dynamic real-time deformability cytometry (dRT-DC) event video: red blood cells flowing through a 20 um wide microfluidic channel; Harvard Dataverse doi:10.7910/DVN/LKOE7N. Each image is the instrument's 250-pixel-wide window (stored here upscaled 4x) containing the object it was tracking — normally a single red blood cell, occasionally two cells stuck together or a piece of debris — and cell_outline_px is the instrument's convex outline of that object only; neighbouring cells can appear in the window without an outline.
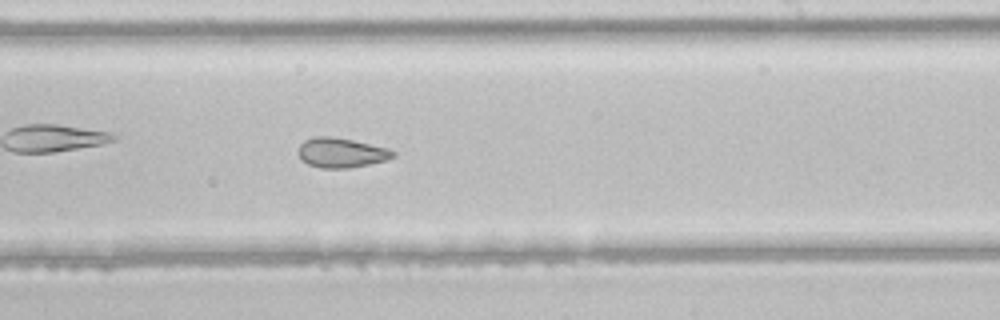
{"species": "common noctule bat (a hibernating species)", "species_latin": "Nyctalus noctula", "temperature_condition": "room temperature", "stored_images_in_passage": 43, "camera_frame_rate_fps": 3000, "um_per_image_px": 0.085, "animal": {"sex": "male", "body_mass_g": 21.5, "forearm_length_mm": 52.0}, "frame": {"image": 1, "passage_image": 25, "time_ms": 8.0, "image_size_px": [1000, 320], "cell_outline_px": [[396, 156], [384, 160], [368, 164], [348, 168], [320, 168], [308, 164], [300, 160], [296, 152], [300, 144], [304, 140], [316, 136], [328, 136], [352, 140], [388, 148], [396, 152]], "centroid_in_image_um": [28.95, 12.98], "position_along_channel_um": 260.0, "area_um2": 16.47}}